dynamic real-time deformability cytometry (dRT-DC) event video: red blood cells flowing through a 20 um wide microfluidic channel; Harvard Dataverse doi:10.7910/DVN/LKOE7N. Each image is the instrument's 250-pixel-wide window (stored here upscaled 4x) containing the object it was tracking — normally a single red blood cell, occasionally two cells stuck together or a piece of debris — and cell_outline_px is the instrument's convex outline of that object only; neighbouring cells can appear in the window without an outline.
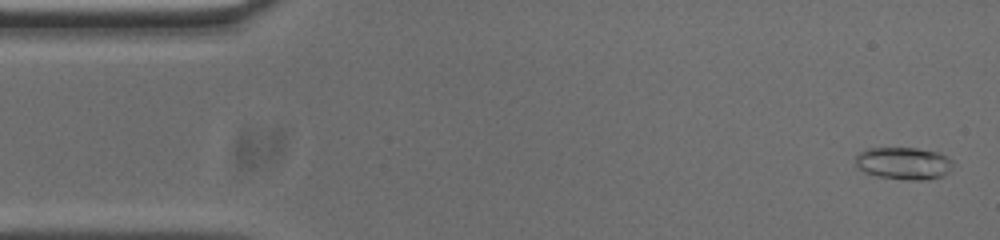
{"species": "common noctule bat (a hibernating species)", "species_latin": "Nyctalus noctula", "temperature_condition": "cold", "stored_images_in_passage": 54, "camera_frame_rate_fps": 3000, "um_per_image_px": 0.085, "animal": {"sex": "male", "body_mass_g": 20.0, "forearm_length_mm": 53.3}, "frame": {"image": 1, "passage_image": 2, "time_ms": 0.333, "image_size_px": [1000, 240], "cell_outline_px": [[952, 164], [948, 172], [944, 176], [924, 180], [908, 180], [876, 176], [864, 172], [856, 164], [856, 156], [860, 152], [868, 148], [916, 148], [940, 152], [952, 160]], "centroid_in_image_um": [76.83, 13.88], "position_along_channel_um": 8.2, "area_um2": 18.38}}
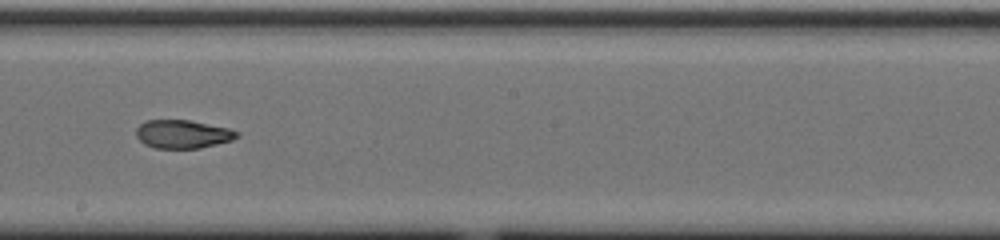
{"frame": {"image": 2, "passage_image": 29, "time_ms": 9.333, "image_size_px": [1000, 240], "cell_outline_px": [[240, 136], [232, 140], [200, 148], [156, 148], [144, 144], [136, 136], [136, 128], [140, 124], [148, 120], [188, 120], [228, 128], [240, 132]], "centroid_in_image_um": [15.54, 11.4], "position_along_channel_um": 232.7, "area_um2": 16.59}}
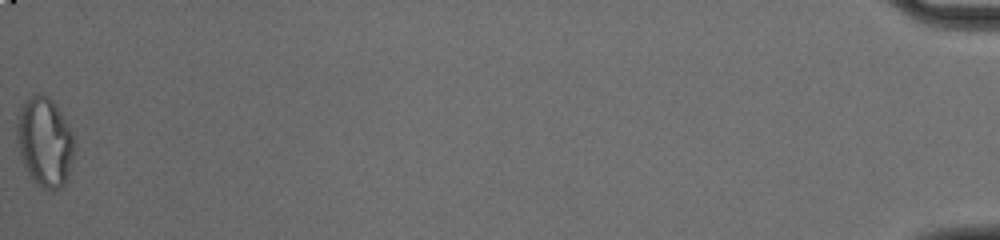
{"frame": {"image": 3, "passage_image": 54, "time_ms": 17.667, "image_size_px": [1000, 240], "cell_outline_px": [[72, 156], [68, 176], [64, 184], [60, 188], [52, 192], [36, 184], [28, 176], [20, 156], [16, 140], [16, 120], [20, 108], [32, 92], [48, 96], [56, 104], [72, 132]], "centroid_in_image_um": [3.75, 12.06], "position_along_channel_um": 431.4, "area_um2": 30.11}, "authors_computed_cell_mechanics": {"area_um2": 17.5134, "velocity_mm_per_s": 3.7373, "shape_relaxation_time_tau1_ms": null, "shape_relaxation_time_tau2_ms": 2.6871, "deformation_change_tau1": null, "deformation_change_tau2": 0.0926}}